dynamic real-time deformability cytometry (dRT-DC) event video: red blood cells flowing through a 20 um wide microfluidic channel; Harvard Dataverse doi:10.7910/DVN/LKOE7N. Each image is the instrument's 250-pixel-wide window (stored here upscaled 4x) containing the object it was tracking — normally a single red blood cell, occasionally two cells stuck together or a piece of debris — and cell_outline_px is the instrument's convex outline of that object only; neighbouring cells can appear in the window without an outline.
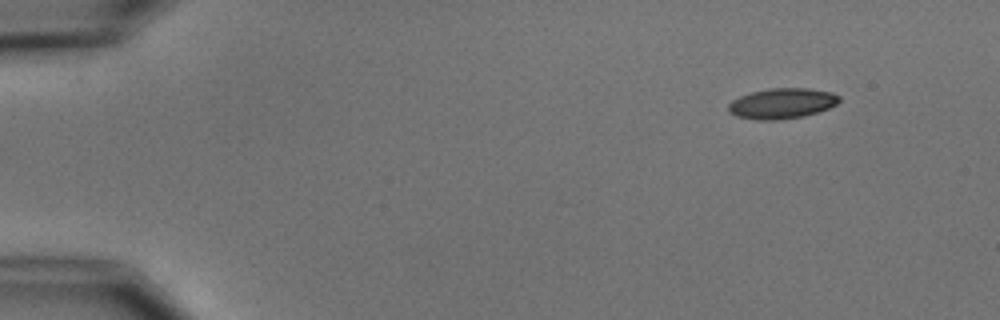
{"species": "common noctule bat (a hibernating species)", "species_latin": "Nyctalus noctula", "temperature_condition": "cold", "stored_images_in_passage": 4, "camera_frame_rate_fps": 3000, "um_per_image_px": 0.085, "animal": {"sex": "male", "body_mass_g": 15.6}, "frame": {"image": 1, "passage_image": 1, "time_ms": 0.0, "image_size_px": [1000, 320], "cell_outline_px": [[840, 100], [836, 104], [828, 108], [804, 116], [776, 120], [756, 120], [736, 116], [728, 112], [728, 104], [732, 100], [740, 96], [752, 92], [768, 88], [808, 88], [832, 92], [840, 96]], "centroid_in_image_um": [66.45, 8.79], "position_along_channel_um": 18.6, "area_um2": 19.71}}
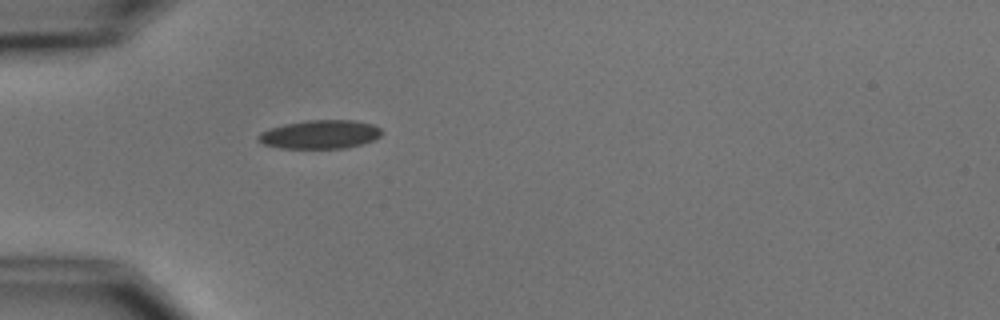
{"frame": {"image": 2, "passage_image": 4, "time_ms": 3.667, "image_size_px": [1000, 320], "cell_outline_px": [[380, 136], [372, 140], [360, 144], [344, 148], [280, 148], [264, 144], [256, 140], [256, 136], [260, 132], [268, 128], [284, 124], [308, 120], [352, 120], [372, 124], [380, 128]], "centroid_in_image_um": [27.13, 11.42], "position_along_channel_um": 57.9, "area_um2": 20.52}}